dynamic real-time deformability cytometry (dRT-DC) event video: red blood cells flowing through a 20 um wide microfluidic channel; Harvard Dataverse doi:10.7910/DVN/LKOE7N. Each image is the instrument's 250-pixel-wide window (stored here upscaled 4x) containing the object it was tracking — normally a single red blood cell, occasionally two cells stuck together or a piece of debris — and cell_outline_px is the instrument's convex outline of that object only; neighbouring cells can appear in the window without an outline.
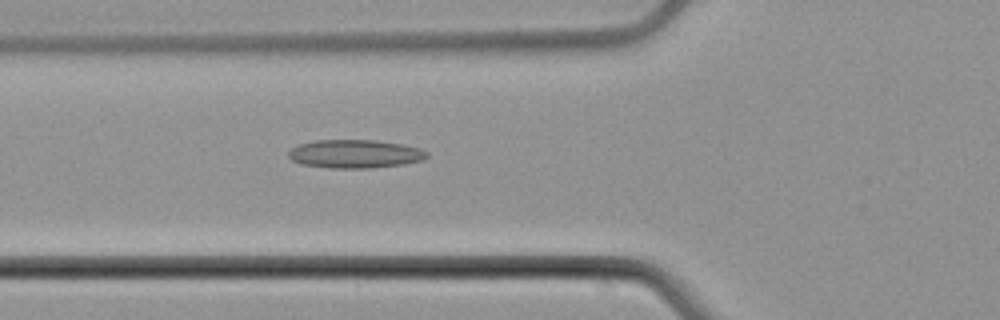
{"species": "common noctule bat (a hibernating species)", "species_latin": "Nyctalus noctula", "temperature_condition": "cold", "stored_images_in_passage": 54, "camera_frame_rate_fps": 3000, "um_per_image_px": 0.085, "animal": {"sex": "male", "body_mass_g": 21.5, "forearm_length_mm": 52.0}, "frame": {"image": 1, "passage_image": 20, "time_ms": 6.333, "image_size_px": [1000, 320], "cell_outline_px": [[428, 156], [424, 160], [404, 164], [368, 168], [328, 168], [300, 164], [292, 160], [288, 156], [288, 152], [292, 148], [300, 144], [316, 140], [376, 140], [404, 144], [420, 148], [428, 152]], "centroid_in_image_um": [30.2, 13.08], "position_along_channel_um": 95.6, "area_um2": 23.06}}
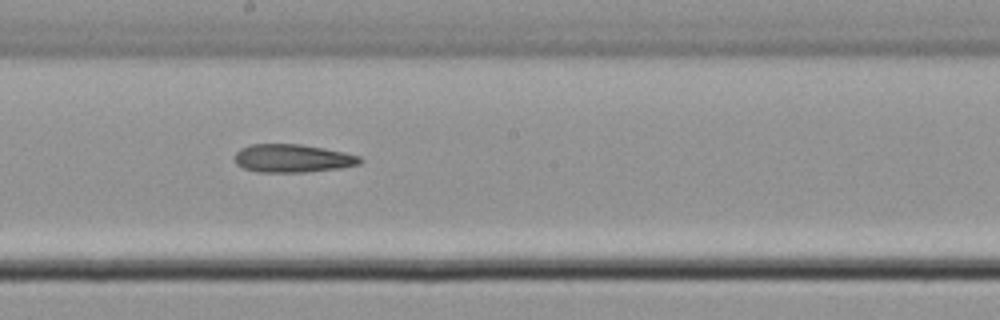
{"frame": {"image": 2, "passage_image": 30, "time_ms": 9.667, "image_size_px": [1000, 320], "cell_outline_px": [[364, 160], [360, 164], [340, 168], [304, 172], [256, 172], [244, 168], [236, 164], [236, 152], [240, 148], [252, 144], [300, 144], [324, 148], [344, 152], [360, 156]], "centroid_in_image_um": [24.89, 13.46], "position_along_channel_um": 223.3, "area_um2": 20.58}}
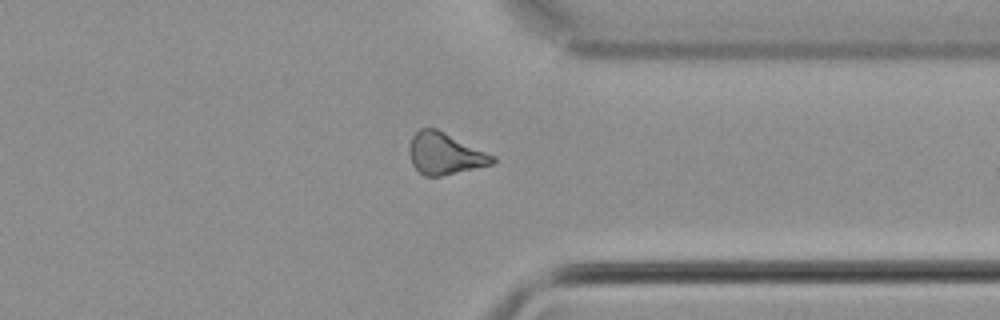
{"frame": {"image": 3, "passage_image": 42, "time_ms": 13.667, "image_size_px": [1000, 320], "cell_outline_px": [[496, 160], [492, 164], [440, 176], [424, 176], [412, 164], [408, 152], [408, 148], [412, 136], [420, 128], [436, 128], [496, 156]], "centroid_in_image_um": [37.8, 13.05], "position_along_channel_um": 373.6, "area_um2": 20.11}, "authors_computed_cell_mechanics": {"area_um2": 21.0103, "velocity_mm_per_s": 3.8255, "shape_relaxation_time_tau1_ms": 6.622, "shape_relaxation_time_tau2_ms": null, "deformation_change_tau1": 0.1114, "deformation_change_tau2": null}}